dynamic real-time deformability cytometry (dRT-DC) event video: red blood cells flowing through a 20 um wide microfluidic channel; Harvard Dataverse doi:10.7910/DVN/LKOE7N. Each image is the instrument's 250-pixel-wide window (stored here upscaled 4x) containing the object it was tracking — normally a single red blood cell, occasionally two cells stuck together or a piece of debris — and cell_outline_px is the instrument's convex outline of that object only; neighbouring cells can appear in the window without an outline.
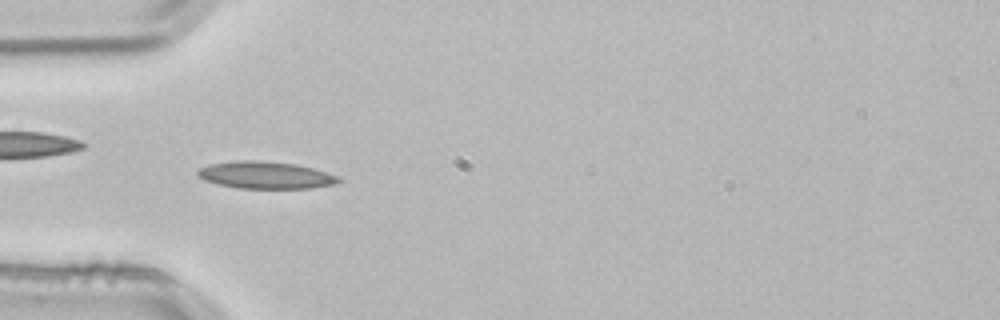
{"species": "common noctule bat (a hibernating species)", "species_latin": "Nyctalus noctula", "temperature_condition": "room temperature", "stored_images_in_passage": 2, "camera_frame_rate_fps": 3000, "um_per_image_px": 0.085, "animal": {"sex": "male", "body_mass_g": 21.5, "forearm_length_mm": 52.0}, "frame": {"image": 1, "passage_image": 2, "time_ms": 0.333, "image_size_px": [1000, 320], "cell_outline_px": [[340, 180], [336, 184], [308, 188], [236, 188], [204, 180], [196, 176], [196, 172], [200, 168], [212, 164], [236, 160], [260, 160], [296, 164], [312, 168], [340, 176]], "centroid_in_image_um": [22.57, 14.88], "position_along_channel_um": 62.4, "area_um2": 22.25}}